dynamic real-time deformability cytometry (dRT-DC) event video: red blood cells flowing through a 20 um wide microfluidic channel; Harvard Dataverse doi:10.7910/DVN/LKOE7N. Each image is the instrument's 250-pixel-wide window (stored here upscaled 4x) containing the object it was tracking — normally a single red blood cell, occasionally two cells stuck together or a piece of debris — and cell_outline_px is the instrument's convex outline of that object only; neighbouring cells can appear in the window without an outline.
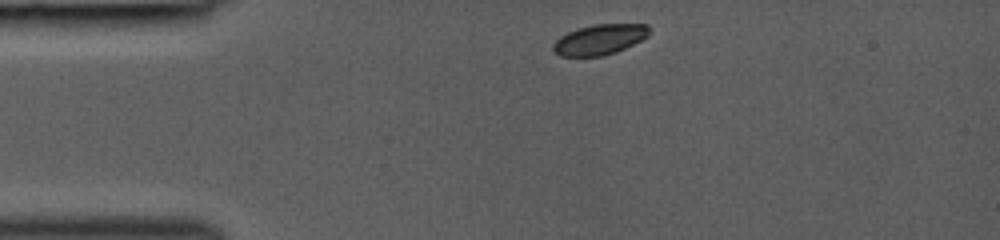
{"species": "common noctule bat (a hibernating species)", "species_latin": "Nyctalus noctula", "temperature_condition": "room temperature", "stored_images_in_passage": 32, "camera_frame_rate_fps": 3000, "um_per_image_px": 0.085, "animal": {"sex": "female", "body_mass_g": 19.0, "forearm_length_mm": 53.3}, "frame": {"image": 1, "passage_image": 1, "time_ms": 0.0, "image_size_px": [1000, 240], "cell_outline_px": [[652, 28], [648, 36], [616, 52], [600, 56], [560, 56], [552, 52], [552, 44], [560, 36], [568, 32], [580, 28], [596, 24], [648, 24]], "centroid_in_image_um": [50.96, 3.36], "position_along_channel_um": 34.0, "area_um2": 16.99}}
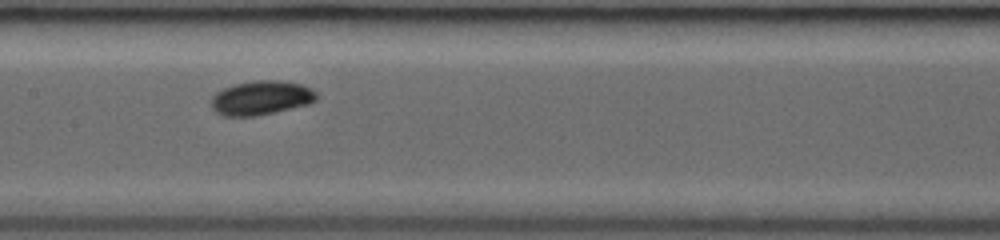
{"frame": {"image": 2, "passage_image": 14, "time_ms": 4.333, "image_size_px": [1000, 240], "cell_outline_px": [[316, 100], [312, 104], [276, 112], [256, 116], [224, 116], [216, 112], [212, 108], [212, 96], [216, 92], [224, 88], [236, 84], [256, 80], [280, 80], [300, 84], [316, 92]], "centroid_in_image_um": [22.21, 8.33], "position_along_channel_um": 185.2, "area_um2": 20.98}}
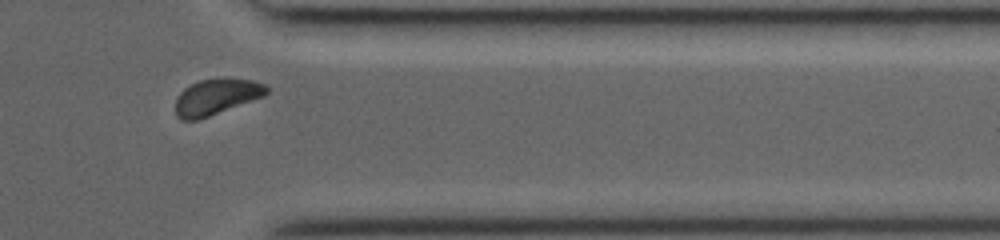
{"frame": {"image": 3, "passage_image": 28, "time_ms": 9.0, "image_size_px": [1000, 240], "cell_outline_px": [[268, 92], [264, 96], [208, 116], [196, 120], [180, 120], [176, 116], [176, 96], [184, 88], [200, 80], [224, 76], [252, 80], [268, 84]], "centroid_in_image_um": [18.4, 8.19], "position_along_channel_um": 393.0, "area_um2": 19.31}}